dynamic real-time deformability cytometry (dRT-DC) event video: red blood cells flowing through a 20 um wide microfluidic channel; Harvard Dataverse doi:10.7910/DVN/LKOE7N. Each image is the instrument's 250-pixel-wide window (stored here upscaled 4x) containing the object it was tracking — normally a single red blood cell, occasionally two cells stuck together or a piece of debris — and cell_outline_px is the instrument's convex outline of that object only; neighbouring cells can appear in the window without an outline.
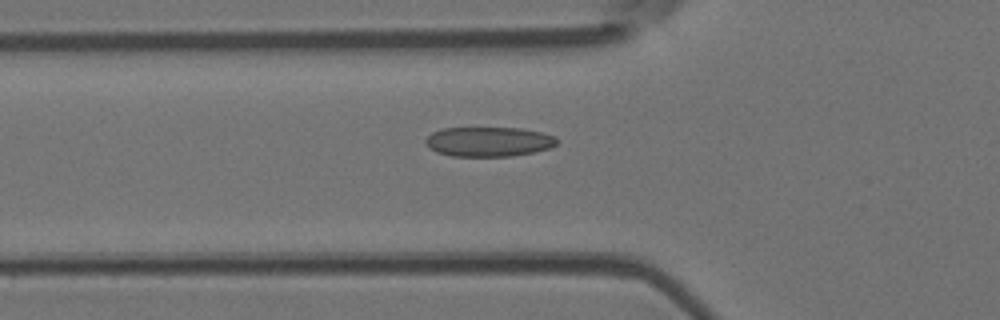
{"species": "Egyptian fruit bat (a non-hibernating species)", "species_latin": "Rousettus aegyptiacus", "temperature_condition": "room temperature", "stored_images_in_passage": 31, "camera_frame_rate_fps": 3000, "um_per_image_px": 0.085, "animal": {"sex": "female"}, "frame": {"image": 1, "passage_image": 2, "time_ms": 0.333, "image_size_px": [1000, 320], "cell_outline_px": [[556, 144], [548, 148], [532, 152], [512, 156], [452, 156], [436, 152], [428, 148], [424, 140], [432, 132], [444, 128], [520, 128], [544, 132], [556, 136]], "centroid_in_image_um": [41.51, 12.04], "position_along_channel_um": 84.3, "area_um2": 22.72}}
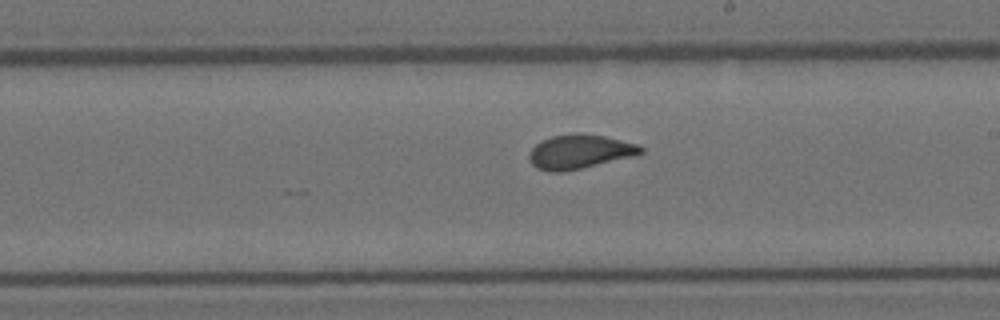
{"frame": {"image": 2, "passage_image": 14, "time_ms": 4.333, "image_size_px": [1000, 320], "cell_outline_px": [[644, 152], [632, 156], [564, 172], [548, 172], [536, 168], [528, 160], [528, 156], [532, 148], [540, 140], [552, 136], [576, 132], [580, 132], [604, 136], [640, 144], [644, 148]], "centroid_in_image_um": [49.24, 12.88], "position_along_channel_um": 239.8, "area_um2": 22.43}}
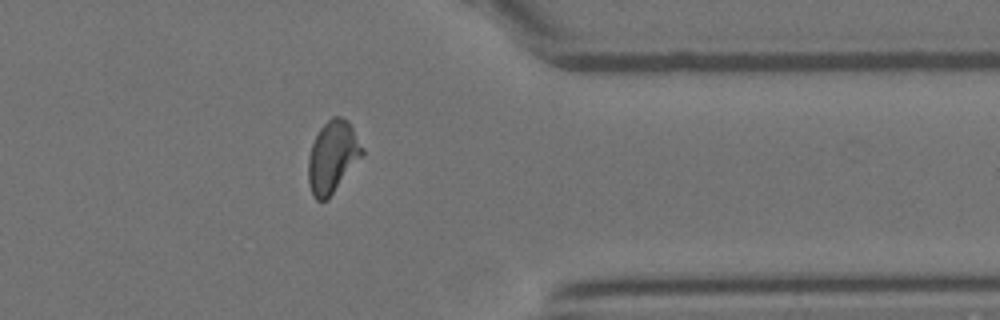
{"frame": {"image": 3, "passage_image": 26, "time_ms": 8.333, "image_size_px": [1000, 320], "cell_outline_px": [[364, 156], [328, 200], [316, 200], [312, 196], [308, 184], [308, 156], [312, 144], [320, 128], [332, 116], [340, 116], [348, 120], [364, 148]], "centroid_in_image_um": [28.29, 13.36], "position_along_channel_um": 383.1, "area_um2": 23.06}}